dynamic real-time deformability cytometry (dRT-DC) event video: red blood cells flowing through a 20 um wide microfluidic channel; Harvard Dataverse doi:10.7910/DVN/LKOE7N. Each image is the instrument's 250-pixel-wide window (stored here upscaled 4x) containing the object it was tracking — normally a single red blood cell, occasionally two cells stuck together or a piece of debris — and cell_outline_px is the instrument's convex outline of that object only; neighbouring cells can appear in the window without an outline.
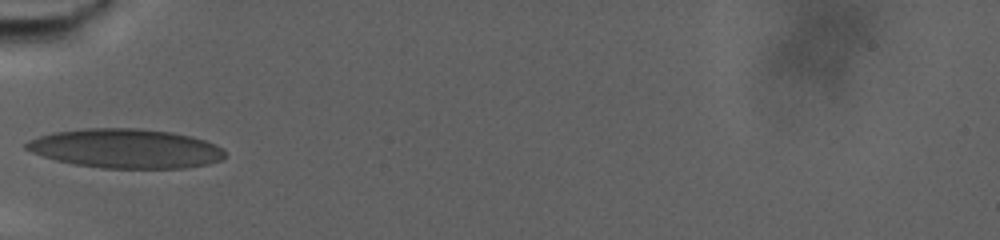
{"species": "human", "species_latin": "Homo sapiens", "temperature_condition": "warm", "stored_images_in_passage": 20, "camera_frame_rate_fps": 3000, "um_per_image_px": 0.085, "donor": {"sex": "male"}, "frame": {"image": 1, "passage_image": 1, "time_ms": 0.0, "image_size_px": [1000, 240], "cell_outline_px": [[224, 156], [220, 160], [208, 164], [184, 168], [100, 168], [76, 164], [56, 160], [32, 152], [24, 148], [24, 144], [28, 140], [52, 132], [84, 128], [140, 128], [172, 132], [192, 136], [216, 144], [224, 148]], "centroid_in_image_um": [10.69, 12.61], "position_along_channel_um": 74.3, "area_um2": 45.6}}
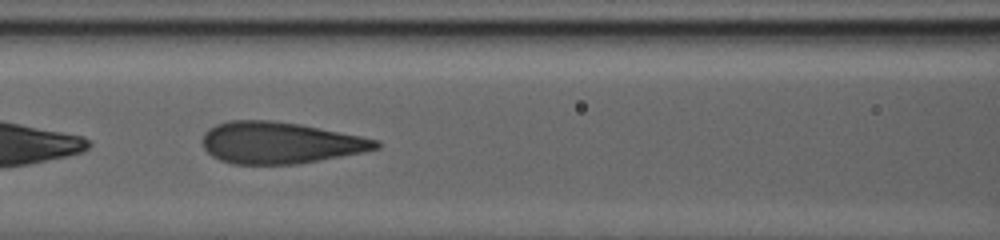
{"frame": {"image": 2, "passage_image": 9, "time_ms": 2.667, "image_size_px": [1000, 240], "cell_outline_px": [[380, 148], [364, 152], [296, 164], [232, 164], [220, 160], [212, 156], [204, 148], [200, 140], [204, 132], [208, 128], [216, 124], [228, 120], [272, 120], [300, 124], [380, 140]], "centroid_in_image_um": [23.76, 12.13], "position_along_channel_um": 142.8, "area_um2": 42.25}}